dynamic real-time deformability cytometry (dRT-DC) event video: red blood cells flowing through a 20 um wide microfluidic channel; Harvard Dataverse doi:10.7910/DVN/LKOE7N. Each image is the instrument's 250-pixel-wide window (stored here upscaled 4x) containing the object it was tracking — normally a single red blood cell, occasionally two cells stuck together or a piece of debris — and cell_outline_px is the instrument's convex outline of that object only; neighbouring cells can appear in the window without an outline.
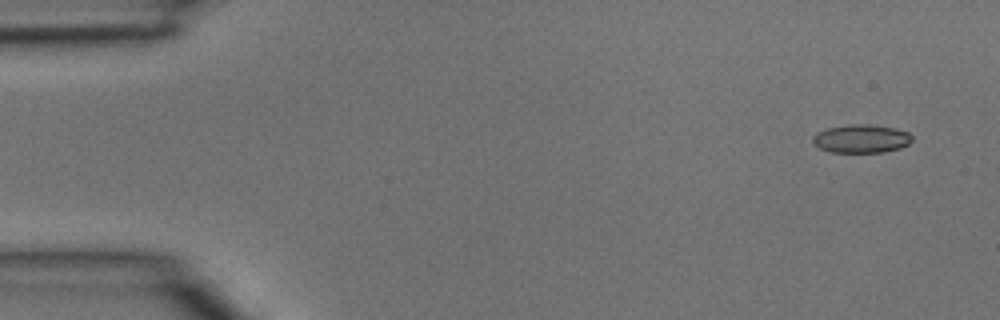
{"species": "common noctule bat (a hibernating species)", "species_latin": "Nyctalus noctula", "temperature_condition": "room temperature", "stored_images_in_passage": 4, "camera_frame_rate_fps": 3000, "um_per_image_px": 0.085, "animal": {"sex": "male", "body_mass_g": 15.6}, "frame": {"image": 1, "passage_image": 1, "time_ms": 0.0, "image_size_px": [1000, 320], "cell_outline_px": [[912, 140], [908, 144], [900, 148], [884, 152], [832, 152], [820, 148], [812, 140], [812, 136], [816, 132], [828, 128], [848, 124], [868, 124], [896, 128], [908, 132], [912, 136]], "centroid_in_image_um": [73.22, 11.78], "position_along_channel_um": 11.8, "area_um2": 16.42}}
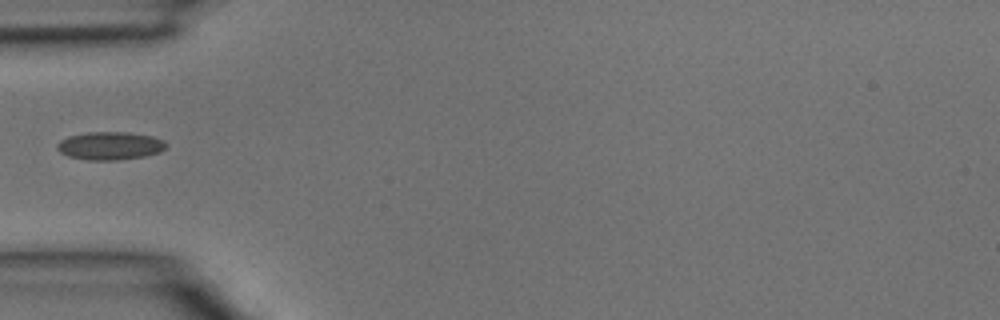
{"frame": {"image": 2, "passage_image": 4, "time_ms": 1.0, "image_size_px": [1000, 320], "cell_outline_px": [[168, 144], [160, 152], [144, 156], [116, 160], [88, 160], [68, 156], [60, 152], [56, 148], [56, 144], [60, 140], [68, 136], [88, 132], [128, 132], [152, 136]], "centroid_in_image_um": [9.31, 12.39], "position_along_channel_um": 75.7, "area_um2": 17.74}}